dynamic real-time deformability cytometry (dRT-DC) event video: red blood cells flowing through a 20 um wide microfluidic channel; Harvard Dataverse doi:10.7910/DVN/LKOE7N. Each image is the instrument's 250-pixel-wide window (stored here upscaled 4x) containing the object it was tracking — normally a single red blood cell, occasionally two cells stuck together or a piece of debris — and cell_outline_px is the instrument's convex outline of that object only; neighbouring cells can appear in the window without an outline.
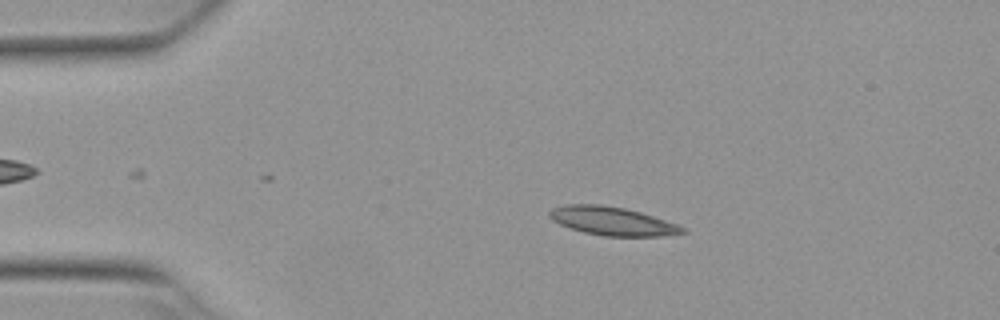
{"species": "Egyptian fruit bat (a non-hibernating species)", "species_latin": "Rousettus aegyptiacus", "temperature_condition": "warm", "stored_images_in_passage": 15, "camera_frame_rate_fps": 3000, "um_per_image_px": 0.085, "animal": {"sex": "female"}, "frame": {"image": 1, "passage_image": 10, "time_ms": 3.0, "image_size_px": [1000, 320], "cell_outline_px": [[688, 232], [660, 236], [604, 236], [584, 232], [560, 224], [552, 220], [548, 216], [548, 212], [552, 208], [564, 204], [600, 204], [624, 208], [640, 212], [676, 224], [684, 228]], "centroid_in_image_um": [52.0, 18.78], "position_along_channel_um": 33.0, "area_um2": 21.91}}